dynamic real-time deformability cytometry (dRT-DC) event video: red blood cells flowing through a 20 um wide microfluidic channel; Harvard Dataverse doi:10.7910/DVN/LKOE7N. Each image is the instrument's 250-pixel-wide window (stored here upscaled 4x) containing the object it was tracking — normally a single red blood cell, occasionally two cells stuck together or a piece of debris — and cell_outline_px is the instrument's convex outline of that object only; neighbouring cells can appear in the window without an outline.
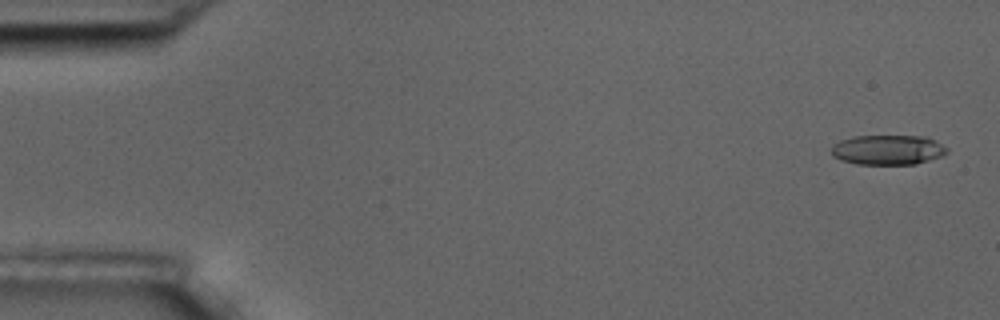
{"species": "common noctule bat (a hibernating species)", "species_latin": "Nyctalus noctula", "temperature_condition": "room temperature", "stored_images_in_passage": 5, "camera_frame_rate_fps": 3000, "um_per_image_px": 0.085, "animal": {"sex": "male", "body_mass_g": 17.5, "forearm_length_mm": 52.3}, "frame": {"image": 1, "passage_image": 1, "time_ms": 0.0, "image_size_px": [1000, 320], "cell_outline_px": [[948, 152], [944, 156], [916, 164], [856, 164], [840, 160], [832, 156], [832, 144], [840, 140], [852, 136], [928, 136], [936, 140], [948, 148]], "centroid_in_image_um": [75.49, 12.73], "position_along_channel_um": 9.5, "area_um2": 20.46}}
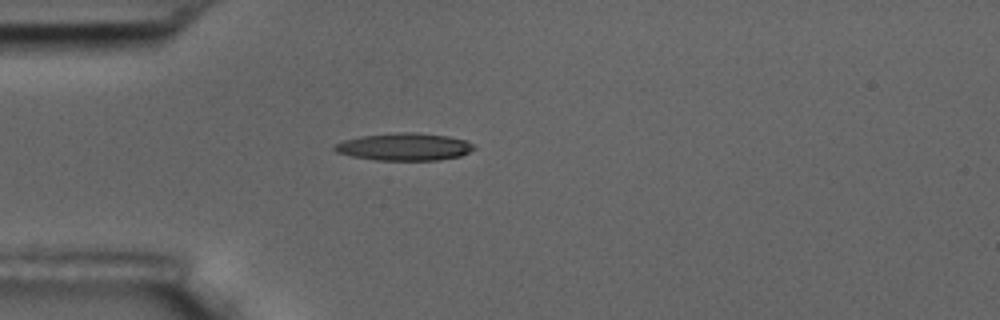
{"frame": {"image": 2, "passage_image": 5, "time_ms": 4.667, "image_size_px": [1000, 320], "cell_outline_px": [[476, 148], [460, 156], [436, 160], [376, 160], [352, 156], [336, 152], [332, 148], [336, 144], [344, 140], [360, 136], [396, 132], [416, 132], [448, 136], [464, 140], [476, 144]], "centroid_in_image_um": [34.38, 12.47], "position_along_channel_um": 50.6, "area_um2": 22.31}}